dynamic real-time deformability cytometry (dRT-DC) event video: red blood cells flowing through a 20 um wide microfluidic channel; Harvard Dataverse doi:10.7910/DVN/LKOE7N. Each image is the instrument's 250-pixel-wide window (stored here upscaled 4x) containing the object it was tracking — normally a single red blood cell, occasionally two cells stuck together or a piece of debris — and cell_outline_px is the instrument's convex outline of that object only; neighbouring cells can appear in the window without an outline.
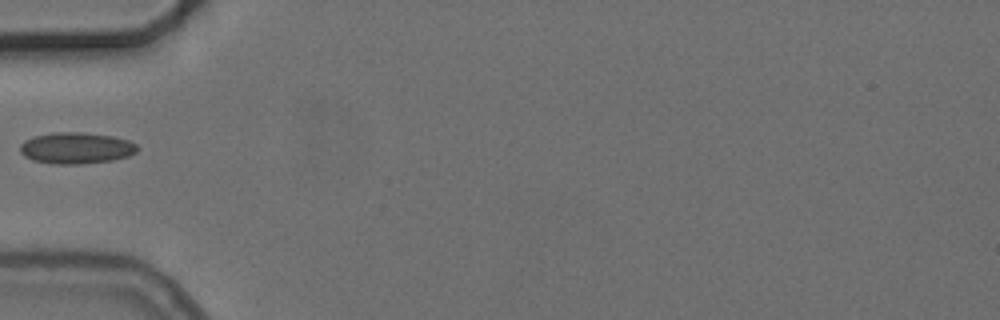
{"species": "common noctule bat (a hibernating species)", "species_latin": "Nyctalus noctula", "temperature_condition": "cold", "stored_images_in_passage": 37, "camera_frame_rate_fps": 3000, "um_per_image_px": 0.085, "animal": {"sex": "female", "body_mass_g": 24.6, "forearm_length_mm": 56.2}, "frame": {"image": 1, "passage_image": 1, "time_ms": 0.0, "image_size_px": [1000, 320], "cell_outline_px": [[140, 148], [136, 152], [128, 156], [112, 160], [80, 164], [52, 164], [32, 160], [24, 156], [20, 152], [20, 144], [24, 140], [32, 136], [56, 132], [80, 132], [112, 136], [128, 140], [136, 144]], "centroid_in_image_um": [6.45, 12.58], "position_along_channel_um": 78.5, "area_um2": 21.56}}
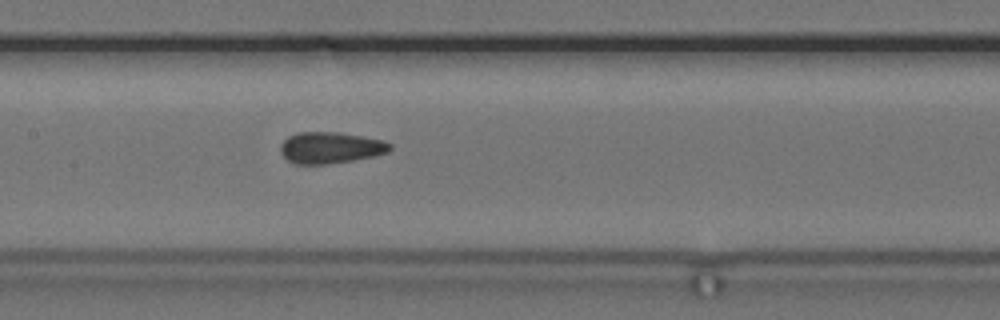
{"frame": {"image": 2, "passage_image": 9, "time_ms": 2.667, "image_size_px": [1000, 320], "cell_outline_px": [[392, 148], [388, 152], [372, 156], [352, 160], [328, 164], [296, 164], [288, 160], [280, 152], [280, 144], [288, 136], [300, 132], [340, 132], [364, 136], [380, 140], [392, 144]], "centroid_in_image_um": [28.07, 12.55], "position_along_channel_um": 179.3, "area_um2": 20.0}}
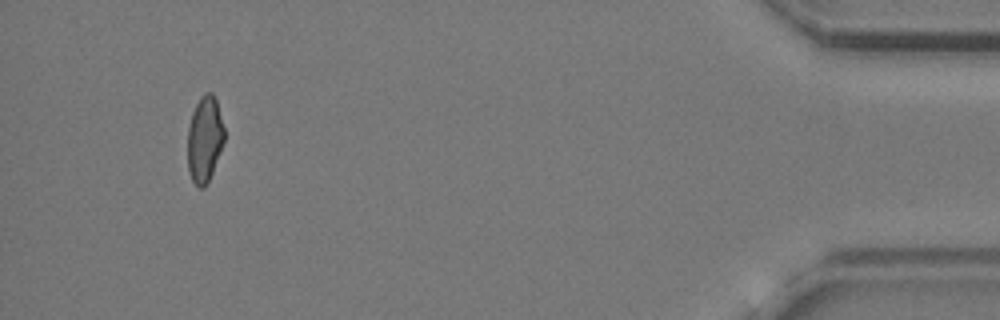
{"frame": {"image": 3, "passage_image": 34, "time_ms": 11.0, "image_size_px": [1000, 320], "cell_outline_px": [[224, 140], [212, 172], [204, 188], [200, 188], [192, 180], [188, 168], [188, 128], [192, 112], [200, 96], [204, 92], [212, 92], [216, 100], [224, 128]], "centroid_in_image_um": [17.38, 11.79], "position_along_channel_um": 417.8, "area_um2": 18.15}}